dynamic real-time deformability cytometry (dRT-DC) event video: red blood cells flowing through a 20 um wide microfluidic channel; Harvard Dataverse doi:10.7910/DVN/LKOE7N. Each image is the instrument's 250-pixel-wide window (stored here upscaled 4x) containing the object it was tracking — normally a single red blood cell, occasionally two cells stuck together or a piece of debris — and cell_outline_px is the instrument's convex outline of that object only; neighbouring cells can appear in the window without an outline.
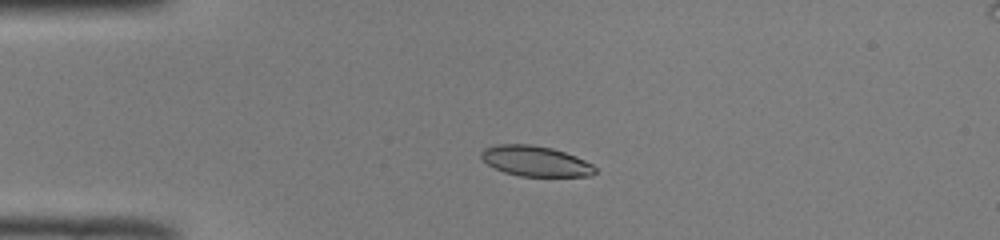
{"species": "common noctule bat (a hibernating species)", "species_latin": "Nyctalus noctula", "temperature_condition": "room temperature", "stored_images_in_passage": 40, "camera_frame_rate_fps": 3000, "um_per_image_px": 0.085, "animal": {"sex": "male", "body_mass_g": 19.0, "forearm_length_mm": 50.8}, "frame": {"image": 1, "passage_image": 1, "time_ms": 0.0, "image_size_px": [1000, 240], "cell_outline_px": [[596, 172], [592, 176], [520, 176], [504, 172], [488, 164], [480, 156], [480, 152], [484, 148], [496, 144], [532, 144], [552, 148], [576, 156], [592, 164], [596, 168]], "centroid_in_image_um": [45.52, 13.69], "position_along_channel_um": 39.5, "area_um2": 20.17}}
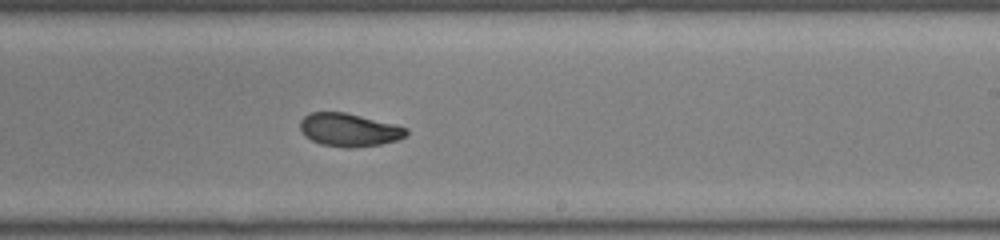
{"frame": {"image": 2, "passage_image": 20, "time_ms": 6.333, "image_size_px": [1000, 240], "cell_outline_px": [[408, 132], [404, 136], [396, 140], [380, 144], [352, 148], [344, 148], [320, 144], [304, 136], [300, 128], [300, 120], [308, 112], [344, 112], [408, 128]], "centroid_in_image_um": [29.61, 11.04], "position_along_channel_um": 259.4, "area_um2": 20.35}}
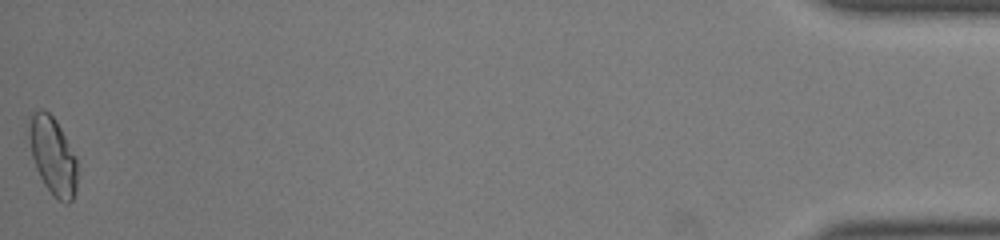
{"frame": {"image": 3, "passage_image": 40, "time_ms": 13.0, "image_size_px": [1000, 240], "cell_outline_px": [[76, 188], [72, 200], [68, 204], [64, 204], [56, 200], [52, 196], [44, 184], [36, 168], [32, 156], [28, 136], [28, 128], [32, 112], [40, 108], [44, 108], [56, 120], [76, 156]], "centroid_in_image_um": [4.48, 13.25], "position_along_channel_um": 430.7, "area_um2": 22.02}, "authors_computed_cell_mechanics": {"area_um2": 20.8369, "velocity_mm_per_s": 3.978, "shape_relaxation_time_tau1_ms": 6.9509, "shape_relaxation_time_tau2_ms": 1.3758, "deformation_change_tau1": 0.1814, "deformation_change_tau2": 0.0613}}